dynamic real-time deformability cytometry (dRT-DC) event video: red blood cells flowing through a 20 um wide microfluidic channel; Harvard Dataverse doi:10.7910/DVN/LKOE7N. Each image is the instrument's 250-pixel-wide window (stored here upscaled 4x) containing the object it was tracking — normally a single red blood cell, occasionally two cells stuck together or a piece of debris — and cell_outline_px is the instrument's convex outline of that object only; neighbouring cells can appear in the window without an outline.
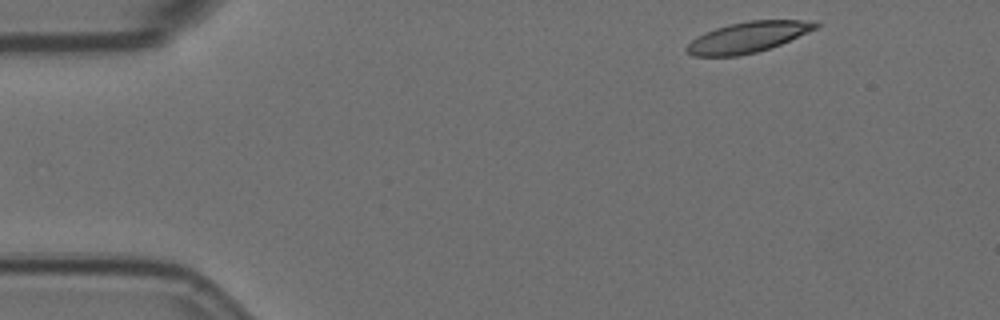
{"species": "Egyptian fruit bat (a non-hibernating species)", "species_latin": "Rousettus aegyptiacus", "temperature_condition": "room temperature", "stored_images_in_passage": 51, "camera_frame_rate_fps": 3000, "um_per_image_px": 0.085, "animal": {"sex": "female"}, "frame": {"image": 1, "passage_image": 1, "time_ms": 0.0, "image_size_px": [1000, 320], "cell_outline_px": [[820, 24], [816, 28], [808, 32], [780, 44], [756, 52], [736, 56], [692, 56], [684, 48], [696, 36], [704, 32], [728, 24], [748, 20], [800, 20]], "centroid_in_image_um": [63.5, 3.16], "position_along_channel_um": 21.5, "area_um2": 22.77}}
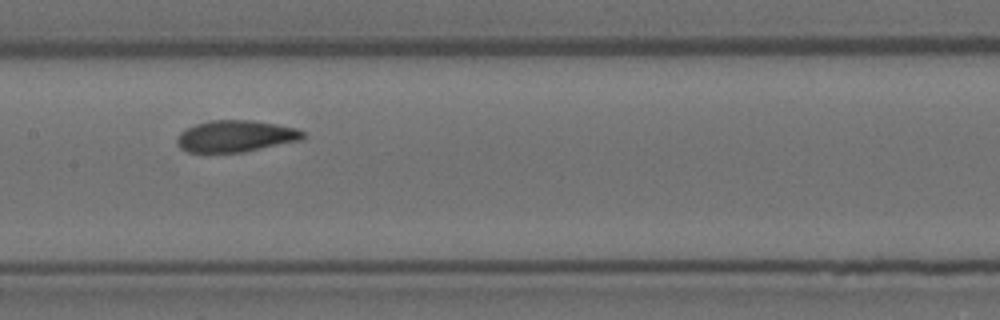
{"frame": {"image": 2, "passage_image": 22, "time_ms": 7.0, "image_size_px": [1000, 320], "cell_outline_px": [[304, 136], [300, 140], [244, 152], [188, 152], [180, 148], [176, 144], [176, 140], [180, 132], [184, 128], [196, 124], [212, 120], [252, 120], [276, 124], [296, 128], [304, 132]], "centroid_in_image_um": [19.99, 11.57], "position_along_channel_um": 187.4, "area_um2": 23.18}}
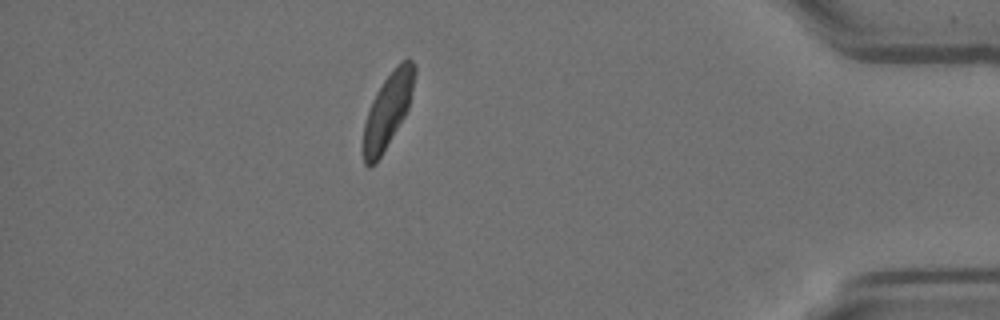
{"frame": {"image": 3, "passage_image": 44, "time_ms": 14.333, "image_size_px": [1000, 320], "cell_outline_px": [[416, 72], [408, 108], [404, 116], [376, 164], [368, 168], [364, 164], [364, 124], [372, 100], [376, 92], [384, 80], [396, 64], [400, 60], [412, 60], [416, 64]], "centroid_in_image_um": [32.97, 9.36], "position_along_channel_um": 402.2, "area_um2": 21.91}, "authors_computed_cell_mechanics": {"area_um2": 23.4668, "velocity_mm_per_s": 3.5505, "shape_relaxation_time_tau1_ms": 4.2068, "shape_relaxation_time_tau2_ms": 1.4422, "deformation_change_tau1": 0.1338, "deformation_change_tau2": 0.066}}